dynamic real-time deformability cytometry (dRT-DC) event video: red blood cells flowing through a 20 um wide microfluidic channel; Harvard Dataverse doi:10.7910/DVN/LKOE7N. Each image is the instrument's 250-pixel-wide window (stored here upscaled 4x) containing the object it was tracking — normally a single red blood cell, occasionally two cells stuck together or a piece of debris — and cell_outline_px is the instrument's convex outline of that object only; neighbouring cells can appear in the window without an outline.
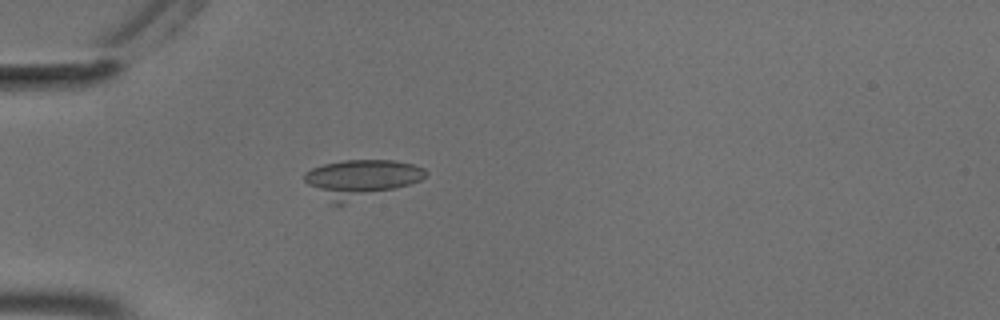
{"species": "common noctule bat (a hibernating species)", "species_latin": "Nyctalus noctula", "temperature_condition": "cold", "stored_images_in_passage": 36, "camera_frame_rate_fps": 3000, "um_per_image_px": 0.085, "animal": {"sex": "male", "body_mass_g": 18.8}, "frame": {"image": 1, "passage_image": 17, "time_ms": 5.333, "image_size_px": [1000, 320], "cell_outline_px": [[428, 176], [420, 180], [408, 184], [344, 204], [332, 204], [308, 184], [304, 180], [304, 172], [312, 168], [324, 164], [344, 160], [396, 160], [412, 164], [424, 168], [428, 172]], "centroid_in_image_um": [30.68, 15.17], "position_along_channel_um": 54.3, "area_um2": 26.59}}
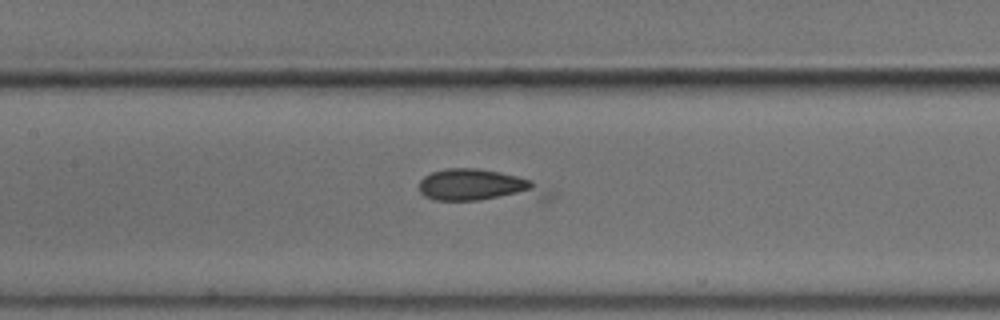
{"frame": {"image": 2, "passage_image": 27, "time_ms": 8.667, "image_size_px": [1000, 320], "cell_outline_px": [[556, 192], [552, 200], [436, 200], [424, 196], [420, 192], [420, 180], [424, 176], [432, 172], [444, 168], [476, 168], [500, 172], [532, 180]], "centroid_in_image_um": [40.89, 15.82], "position_along_channel_um": 166.5, "area_um2": 24.85}}
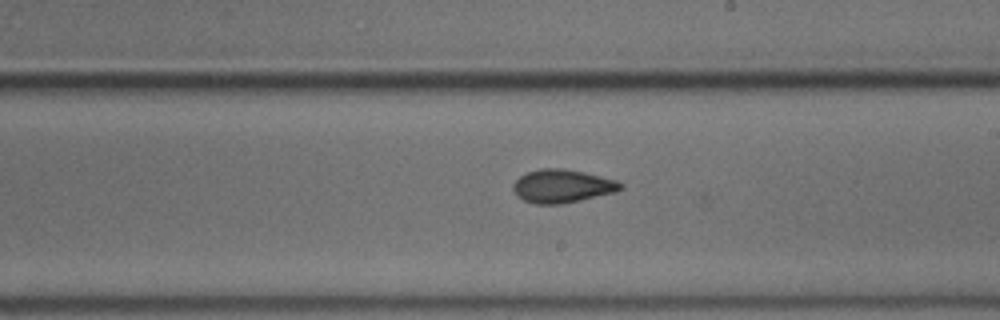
{"frame": {"image": 3, "passage_image": 33, "time_ms": 10.667, "image_size_px": [1000, 320], "cell_outline_px": [[624, 188], [616, 192], [580, 200], [560, 204], [536, 204], [524, 200], [516, 196], [512, 188], [512, 184], [520, 176], [528, 172], [540, 168], [560, 168], [584, 172], [616, 180], [624, 184]], "centroid_in_image_um": [47.79, 15.82], "position_along_channel_um": 241.2, "area_um2": 20.87}}